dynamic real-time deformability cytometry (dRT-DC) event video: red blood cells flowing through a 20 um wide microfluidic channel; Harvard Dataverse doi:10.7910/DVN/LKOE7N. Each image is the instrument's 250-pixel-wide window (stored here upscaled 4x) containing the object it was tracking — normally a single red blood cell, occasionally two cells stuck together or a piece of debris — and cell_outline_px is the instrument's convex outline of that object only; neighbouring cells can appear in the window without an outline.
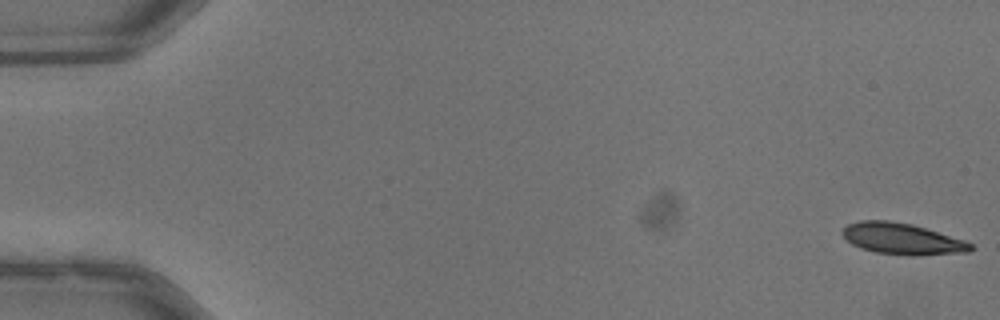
{"species": "common noctule bat (a hibernating species)", "species_latin": "Nyctalus noctula", "temperature_condition": "warm", "stored_images_in_passage": 52, "camera_frame_rate_fps": 3000, "um_per_image_px": 0.085, "animal": {"sex": "male", "body_mass_g": 13.3}, "frame": {"image": 1, "passage_image": 1, "time_ms": 0.0, "image_size_px": [1000, 320], "cell_outline_px": [[972, 248], [968, 252], [876, 252], [860, 248], [852, 244], [840, 232], [848, 224], [860, 220], [888, 220], [912, 224], [964, 240], [972, 244]], "centroid_in_image_um": [76.57, 20.22], "position_along_channel_um": 8.4, "area_um2": 21.91}}
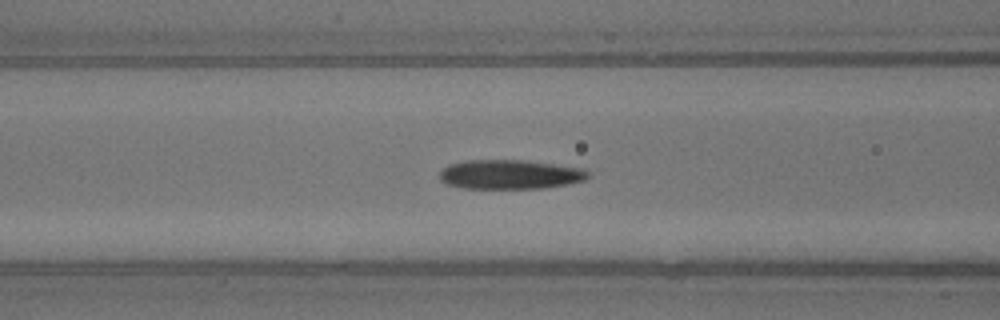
{"frame": {"image": 2, "passage_image": 22, "time_ms": 7.0, "image_size_px": [1000, 320], "cell_outline_px": [[588, 176], [584, 180], [568, 184], [544, 188], [464, 188], [448, 184], [440, 180], [440, 172], [448, 164], [468, 160], [520, 160], [584, 168], [588, 172]], "centroid_in_image_um": [43.34, 14.83], "position_along_channel_um": 123.3, "area_um2": 25.14}}
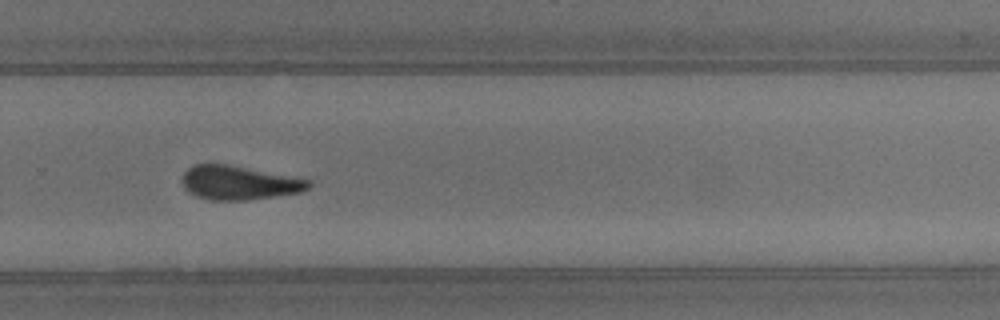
{"frame": {"image": 3, "passage_image": 36, "time_ms": 11.667, "image_size_px": [1000, 320], "cell_outline_px": [[312, 184], [308, 188], [300, 192], [244, 200], [212, 200], [196, 196], [184, 188], [184, 172], [192, 164], [228, 164], [300, 176], [312, 180]], "centroid_in_image_um": [20.39, 15.51], "position_along_channel_um": 309.4, "area_um2": 25.2}, "authors_computed_cell_mechanics": {"area_um2": 24.7962, "velocity_mm_per_s": 3.9982, "shape_relaxation_time_tau1_ms": 5.7106, "shape_relaxation_time_tau2_ms": 5.9205, "deformation_change_tau1": 0.1689, "deformation_change_tau2": 0.1495}}